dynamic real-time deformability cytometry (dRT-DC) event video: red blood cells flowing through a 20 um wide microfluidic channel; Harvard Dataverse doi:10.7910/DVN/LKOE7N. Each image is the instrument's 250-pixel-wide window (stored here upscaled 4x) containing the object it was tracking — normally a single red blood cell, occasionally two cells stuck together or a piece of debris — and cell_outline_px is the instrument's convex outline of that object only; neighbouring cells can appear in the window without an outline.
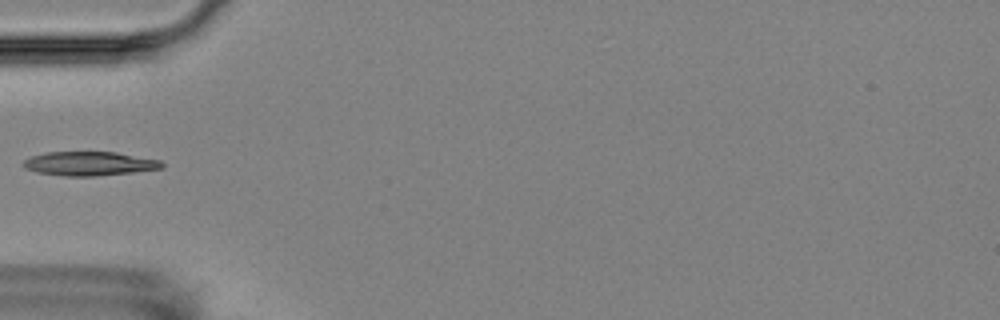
{"species": "Egyptian fruit bat (a non-hibernating species)", "species_latin": "Rousettus aegyptiacus", "temperature_condition": "room temperature", "stored_images_in_passage": 4, "camera_frame_rate_fps": 3000, "um_per_image_px": 0.085, "animal": {"sex": "female"}, "frame": {"image": 1, "passage_image": 4, "time_ms": 4.667, "image_size_px": [1000, 320], "cell_outline_px": [[164, 168], [132, 172], [92, 176], [64, 176], [36, 172], [24, 168], [20, 164], [24, 160], [32, 156], [44, 152], [116, 152], [160, 160], [164, 164]], "centroid_in_image_um": [7.56, 13.9], "position_along_channel_um": 77.4, "area_um2": 19.42}}